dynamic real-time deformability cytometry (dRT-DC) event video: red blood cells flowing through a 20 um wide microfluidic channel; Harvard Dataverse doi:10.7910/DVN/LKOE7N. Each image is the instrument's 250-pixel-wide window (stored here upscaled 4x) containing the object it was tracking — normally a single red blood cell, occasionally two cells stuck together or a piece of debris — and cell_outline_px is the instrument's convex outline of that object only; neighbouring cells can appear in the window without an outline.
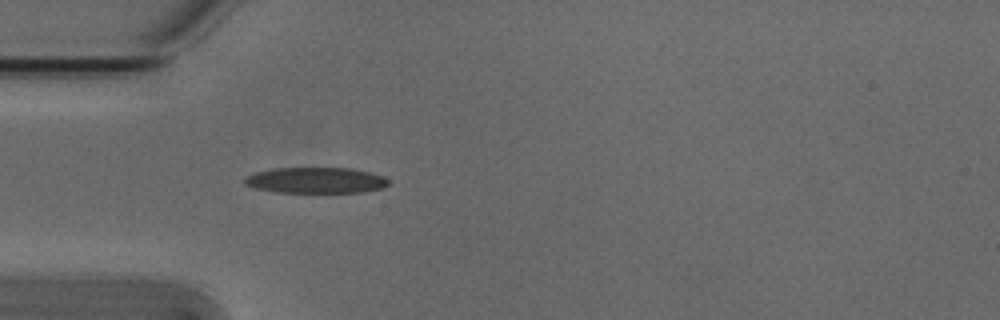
{"species": "Egyptian fruit bat (a non-hibernating species)", "species_latin": "Rousettus aegyptiacus", "temperature_condition": "cold", "stored_images_in_passage": 34, "camera_frame_rate_fps": 3000, "um_per_image_px": 0.085, "animal": {"sex": "male"}, "frame": {"image": 1, "passage_image": 1, "time_ms": 0.0, "image_size_px": [1000, 320], "cell_outline_px": [[388, 184], [380, 188], [360, 192], [276, 192], [256, 188], [244, 184], [244, 176], [256, 172], [276, 168], [348, 168], [368, 172], [384, 176], [388, 180]], "centroid_in_image_um": [26.8, 15.32], "position_along_channel_um": 58.2, "area_um2": 21.44}}
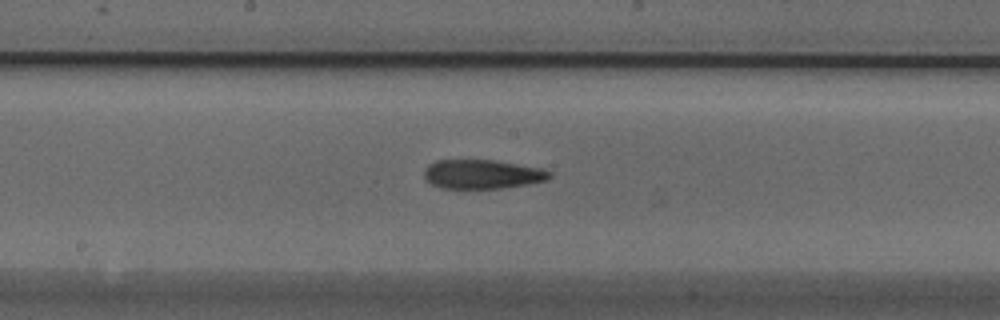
{"frame": {"image": 2, "passage_image": 13, "time_ms": 4.0, "image_size_px": [1000, 320], "cell_outline_px": [[552, 176], [548, 180], [528, 184], [500, 188], [440, 188], [432, 184], [424, 176], [424, 172], [428, 164], [436, 160], [496, 160], [544, 168], [552, 172]], "centroid_in_image_um": [41.04, 14.8], "position_along_channel_um": 207.2, "area_um2": 21.44}}
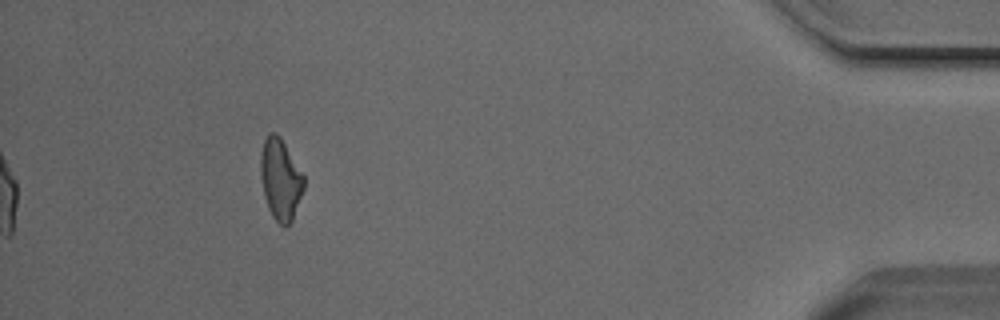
{"frame": {"image": 3, "passage_image": 34, "time_ms": 11.0, "image_size_px": [1000, 320], "cell_outline_px": [[304, 188], [292, 220], [288, 228], [284, 228], [272, 216], [268, 208], [264, 196], [260, 176], [260, 152], [264, 140], [268, 132], [276, 132], [280, 136], [304, 176]], "centroid_in_image_um": [23.82, 15.24], "position_along_channel_um": 411.4, "area_um2": 20.63}, "authors_computed_cell_mechanics": {"area_um2": 21.1259, "velocity_mm_per_s": 3.8196, "shape_relaxation_time_tau1_ms": null, "shape_relaxation_time_tau2_ms": 9.717, "deformation_change_tau1": null, "deformation_change_tau2": 0.2372}}